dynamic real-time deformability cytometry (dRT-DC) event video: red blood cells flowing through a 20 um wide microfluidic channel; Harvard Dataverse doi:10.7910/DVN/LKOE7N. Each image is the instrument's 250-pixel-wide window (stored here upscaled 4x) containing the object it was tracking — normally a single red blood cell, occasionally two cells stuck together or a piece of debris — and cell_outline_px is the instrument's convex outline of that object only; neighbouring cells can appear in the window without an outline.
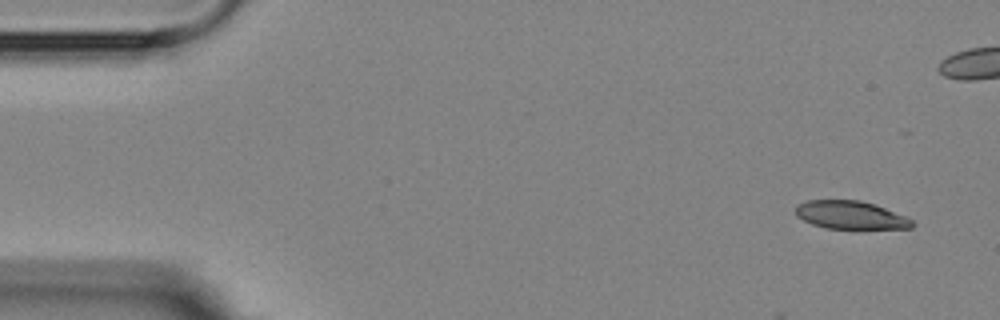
{"species": "Egyptian fruit bat (a non-hibernating species)", "species_latin": "Rousettus aegyptiacus", "temperature_condition": "room temperature", "stored_images_in_passage": 16, "camera_frame_rate_fps": 3000, "um_per_image_px": 0.085, "animal": {"sex": "female"}, "frame": {"image": 1, "passage_image": 1, "time_ms": 0.0, "image_size_px": [1000, 320], "cell_outline_px": [[916, 224], [912, 228], [824, 228], [812, 224], [796, 216], [796, 208], [800, 204], [808, 200], [860, 200], [876, 204], [908, 216]], "centroid_in_image_um": [72.36, 18.27], "position_along_channel_um": 12.6, "area_um2": 19.13}}
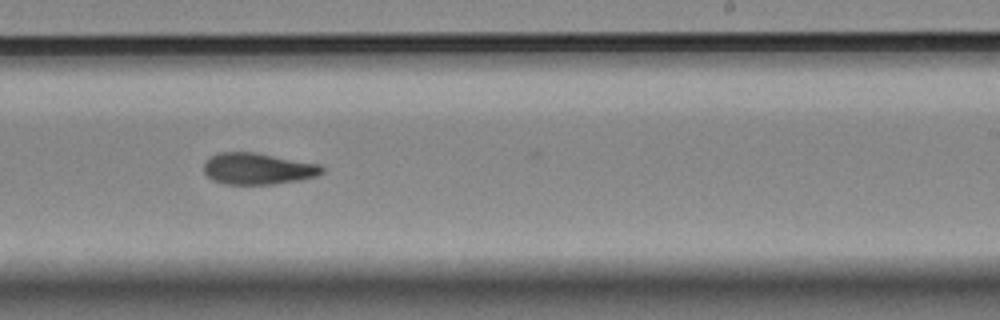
{"frame": {"image": 2, "passage_image": 9, "time_ms": 10.0, "image_size_px": [1000, 320], "cell_outline_px": [[324, 172], [316, 176], [296, 180], [272, 184], [224, 184], [212, 180], [204, 172], [204, 160], [208, 156], [216, 152], [256, 152], [320, 164], [324, 168]], "centroid_in_image_um": [21.87, 14.32], "position_along_channel_um": 267.1, "area_um2": 21.85}}
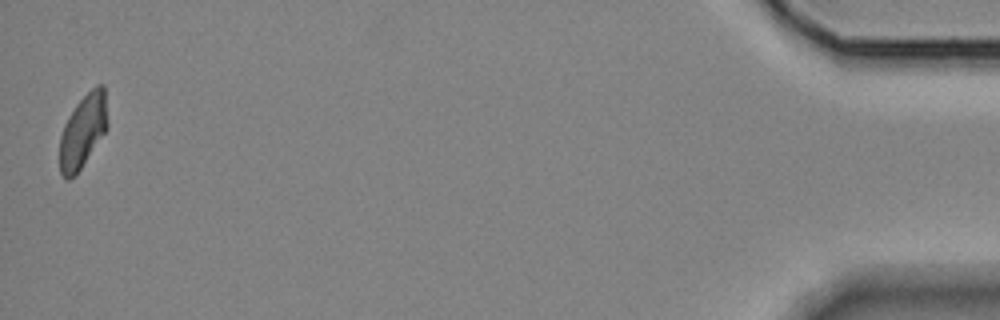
{"frame": {"image": 3, "passage_image": 16, "time_ms": 19.0, "image_size_px": [1000, 320], "cell_outline_px": [[108, 128], [80, 168], [68, 180], [60, 172], [60, 136], [64, 124], [68, 116], [76, 104], [96, 84], [104, 84], [108, 120]], "centroid_in_image_um": [7.07, 11.08], "position_along_channel_um": 428.1, "area_um2": 20.23}, "authors_computed_cell_mechanics": {"area_um2": 21.4149, "velocity_mm_per_s": 3.6366, "shape_relaxation_time_tau1_ms": 7.7109, "shape_relaxation_time_tau2_ms": 3.7918, "deformation_change_tau1": 0.1583, "deformation_change_tau2": 0.111}}